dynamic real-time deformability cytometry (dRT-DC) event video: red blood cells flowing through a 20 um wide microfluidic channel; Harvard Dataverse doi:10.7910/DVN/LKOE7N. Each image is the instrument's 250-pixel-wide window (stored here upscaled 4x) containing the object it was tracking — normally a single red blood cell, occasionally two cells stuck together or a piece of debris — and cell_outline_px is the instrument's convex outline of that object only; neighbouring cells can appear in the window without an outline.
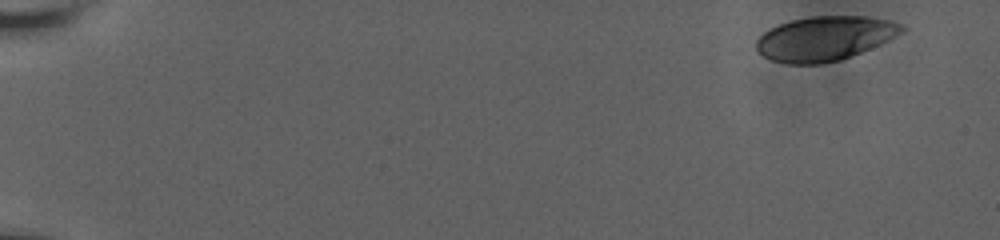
{"species": "human", "species_latin": "Homo sapiens", "temperature_condition": "room temperature", "stored_images_in_passage": 56, "camera_frame_rate_fps": 3000, "um_per_image_px": 0.085, "donor": {"sex": "male"}, "frame": {"image": 1, "passage_image": 1, "time_ms": 0.0, "image_size_px": [1000, 240], "cell_outline_px": [[908, 28], [904, 32], [880, 44], [840, 60], [820, 64], [788, 64], [772, 60], [764, 56], [756, 48], [756, 40], [764, 32], [780, 24], [792, 20], [812, 16], [864, 16], [888, 20], [904, 24]], "centroid_in_image_um": [70.14, 3.26], "position_along_channel_um": 14.9, "area_um2": 37.51}}
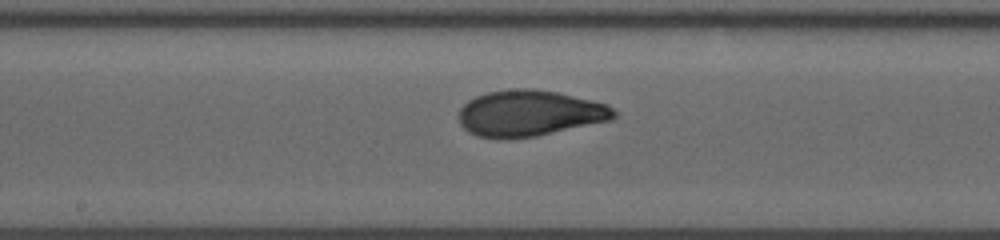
{"frame": {"image": 2, "passage_image": 31, "time_ms": 10.0, "image_size_px": [1000, 240], "cell_outline_px": [[620, 112], [612, 120], [536, 136], [512, 140], [496, 140], [476, 136], [468, 132], [460, 124], [460, 108], [468, 100], [476, 96], [488, 92], [516, 88], [532, 88], [560, 92], [608, 104]], "centroid_in_image_um": [45.03, 9.64], "position_along_channel_um": 203.2, "area_um2": 42.43}}
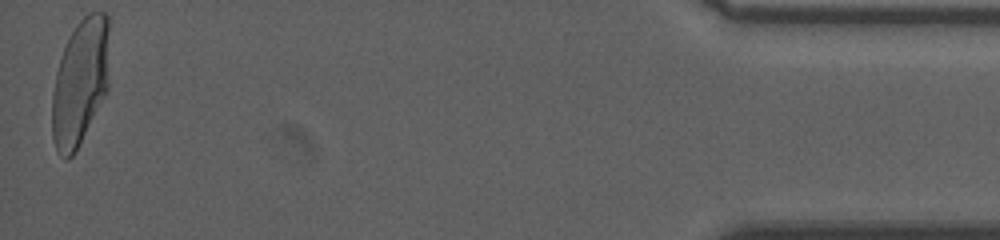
{"frame": {"image": 3, "passage_image": 56, "time_ms": 18.333, "image_size_px": [1000, 240], "cell_outline_px": [[108, 88], [76, 152], [68, 160], [64, 160], [56, 152], [52, 136], [52, 96], [56, 72], [64, 48], [76, 24], [88, 12], [104, 12], [108, 16]], "centroid_in_image_um": [6.8, 7.03], "position_along_channel_um": 428.4, "area_um2": 42.19}, "authors_computed_cell_mechanics": {"area_um2": 40.5756, "velocity_mm_per_s": 3.6532, "shape_relaxation_time_tau1_ms": 5.7092, "shape_relaxation_time_tau2_ms": 0.7381, "deformation_change_tau1": 0.2065, "deformation_change_tau2": 0.0545}}